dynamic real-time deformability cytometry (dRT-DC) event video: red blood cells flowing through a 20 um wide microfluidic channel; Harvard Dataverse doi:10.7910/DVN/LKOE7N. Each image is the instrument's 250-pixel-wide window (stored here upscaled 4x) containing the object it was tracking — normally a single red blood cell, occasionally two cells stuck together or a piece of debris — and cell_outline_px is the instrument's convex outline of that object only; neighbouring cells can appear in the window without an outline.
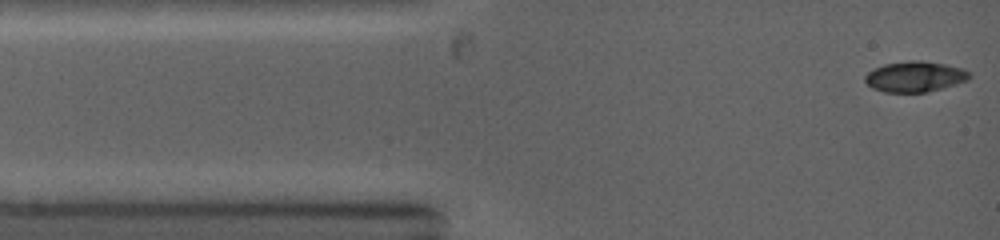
{"species": "common noctule bat (a hibernating species)", "species_latin": "Nyctalus noctula", "temperature_condition": "warm", "stored_images_in_passage": 45, "camera_frame_rate_fps": 5000, "um_per_image_px": 0.085, "animal": {"sex": "female", "body_mass_g": 19.0, "forearm_length_mm": 53.3}, "frame": {"image": 1, "passage_image": 1, "time_ms": 0.0, "image_size_px": [1000, 240], "cell_outline_px": [[972, 76], [968, 80], [956, 84], [928, 92], [884, 92], [872, 88], [864, 80], [864, 76], [872, 68], [884, 64], [912, 60], [920, 60], [944, 64], [964, 68]], "centroid_in_image_um": [77.76, 6.51], "position_along_channel_um": 7.2, "area_um2": 18.73}}
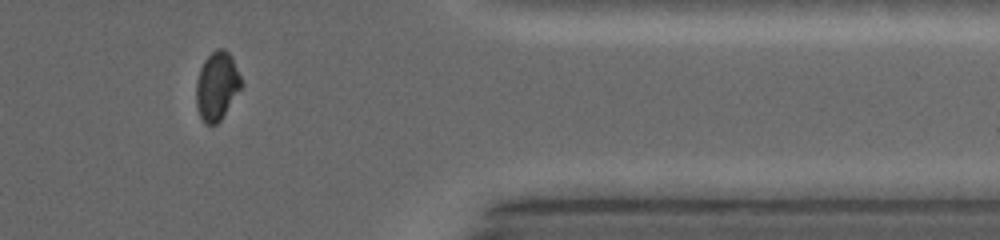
{"frame": {"image": 2, "passage_image": 33, "time_ms": 10.2, "image_size_px": [1000, 240], "cell_outline_px": [[244, 84], [220, 120], [216, 124], [204, 124], [196, 108], [196, 80], [200, 68], [204, 60], [216, 48], [224, 48], [232, 56]], "centroid_in_image_um": [18.44, 7.29], "position_along_channel_um": 393.0, "area_um2": 18.15}}
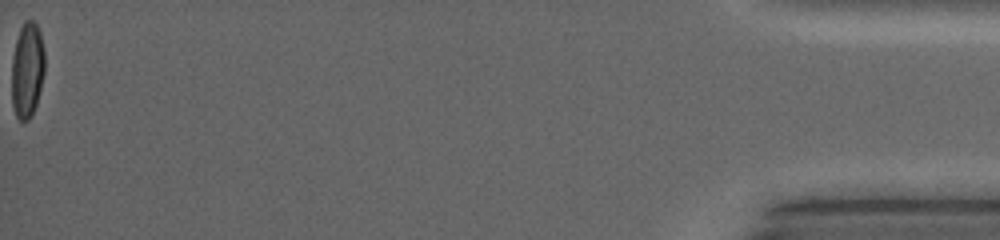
{"frame": {"image": 3, "passage_image": 45, "time_ms": 14.0, "image_size_px": [1000, 240], "cell_outline_px": [[44, 72], [36, 104], [28, 120], [20, 120], [16, 116], [12, 104], [12, 56], [16, 40], [20, 28], [24, 20], [32, 20], [36, 24], [40, 32], [44, 48]], "centroid_in_image_um": [2.31, 5.91], "position_along_channel_um": 432.9, "area_um2": 18.26}}